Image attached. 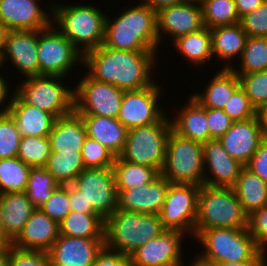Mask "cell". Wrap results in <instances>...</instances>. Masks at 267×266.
Segmentation results:
<instances>
[{"mask_svg": "<svg viewBox=\"0 0 267 266\" xmlns=\"http://www.w3.org/2000/svg\"><path fill=\"white\" fill-rule=\"evenodd\" d=\"M157 52L114 50L101 45L83 55V65L88 69L86 73L97 81L123 91L139 90L156 82L151 76Z\"/></svg>", "mask_w": 267, "mask_h": 266, "instance_id": "cell-1", "label": "cell"}, {"mask_svg": "<svg viewBox=\"0 0 267 266\" xmlns=\"http://www.w3.org/2000/svg\"><path fill=\"white\" fill-rule=\"evenodd\" d=\"M128 8L112 20L106 15L102 45L114 50L157 51V12L142 2Z\"/></svg>", "mask_w": 267, "mask_h": 266, "instance_id": "cell-2", "label": "cell"}, {"mask_svg": "<svg viewBox=\"0 0 267 266\" xmlns=\"http://www.w3.org/2000/svg\"><path fill=\"white\" fill-rule=\"evenodd\" d=\"M84 3H52V25L83 55L103 44L107 15L98 6Z\"/></svg>", "mask_w": 267, "mask_h": 266, "instance_id": "cell-3", "label": "cell"}, {"mask_svg": "<svg viewBox=\"0 0 267 266\" xmlns=\"http://www.w3.org/2000/svg\"><path fill=\"white\" fill-rule=\"evenodd\" d=\"M166 230L159 214H143L116 209L105 220V247L129 256L146 242Z\"/></svg>", "mask_w": 267, "mask_h": 266, "instance_id": "cell-4", "label": "cell"}, {"mask_svg": "<svg viewBox=\"0 0 267 266\" xmlns=\"http://www.w3.org/2000/svg\"><path fill=\"white\" fill-rule=\"evenodd\" d=\"M248 215L244 212L233 187L201 185L198 194L194 239L205 229H245Z\"/></svg>", "mask_w": 267, "mask_h": 266, "instance_id": "cell-5", "label": "cell"}, {"mask_svg": "<svg viewBox=\"0 0 267 266\" xmlns=\"http://www.w3.org/2000/svg\"><path fill=\"white\" fill-rule=\"evenodd\" d=\"M195 239L204 248L193 258L214 266L224 261H250L261 251L247 228L205 229Z\"/></svg>", "mask_w": 267, "mask_h": 266, "instance_id": "cell-6", "label": "cell"}, {"mask_svg": "<svg viewBox=\"0 0 267 266\" xmlns=\"http://www.w3.org/2000/svg\"><path fill=\"white\" fill-rule=\"evenodd\" d=\"M168 114L151 125L129 129L120 159L133 164L157 168L160 172L166 160L167 140L172 129Z\"/></svg>", "mask_w": 267, "mask_h": 266, "instance_id": "cell-7", "label": "cell"}, {"mask_svg": "<svg viewBox=\"0 0 267 266\" xmlns=\"http://www.w3.org/2000/svg\"><path fill=\"white\" fill-rule=\"evenodd\" d=\"M161 175L170 184L203 185L202 143L182 137L171 129L167 140L166 160Z\"/></svg>", "mask_w": 267, "mask_h": 266, "instance_id": "cell-8", "label": "cell"}, {"mask_svg": "<svg viewBox=\"0 0 267 266\" xmlns=\"http://www.w3.org/2000/svg\"><path fill=\"white\" fill-rule=\"evenodd\" d=\"M24 79L13 90L23 102L55 118L74 112V88L65 87L63 76L40 75Z\"/></svg>", "mask_w": 267, "mask_h": 266, "instance_id": "cell-9", "label": "cell"}, {"mask_svg": "<svg viewBox=\"0 0 267 266\" xmlns=\"http://www.w3.org/2000/svg\"><path fill=\"white\" fill-rule=\"evenodd\" d=\"M37 52L39 76L67 78L74 66H83V54L52 24L38 30Z\"/></svg>", "mask_w": 267, "mask_h": 266, "instance_id": "cell-10", "label": "cell"}, {"mask_svg": "<svg viewBox=\"0 0 267 266\" xmlns=\"http://www.w3.org/2000/svg\"><path fill=\"white\" fill-rule=\"evenodd\" d=\"M74 87V111L79 115L117 118L124 91L91 78L86 72Z\"/></svg>", "mask_w": 267, "mask_h": 266, "instance_id": "cell-11", "label": "cell"}, {"mask_svg": "<svg viewBox=\"0 0 267 266\" xmlns=\"http://www.w3.org/2000/svg\"><path fill=\"white\" fill-rule=\"evenodd\" d=\"M199 185L170 184L159 213L167 230H178L194 238L197 218Z\"/></svg>", "mask_w": 267, "mask_h": 266, "instance_id": "cell-12", "label": "cell"}, {"mask_svg": "<svg viewBox=\"0 0 267 266\" xmlns=\"http://www.w3.org/2000/svg\"><path fill=\"white\" fill-rule=\"evenodd\" d=\"M72 184L103 220L118 209V192L112 167L85 168Z\"/></svg>", "mask_w": 267, "mask_h": 266, "instance_id": "cell-13", "label": "cell"}, {"mask_svg": "<svg viewBox=\"0 0 267 266\" xmlns=\"http://www.w3.org/2000/svg\"><path fill=\"white\" fill-rule=\"evenodd\" d=\"M155 82L139 90L124 91L117 119L129 130L158 122L165 114L160 106L162 88Z\"/></svg>", "mask_w": 267, "mask_h": 266, "instance_id": "cell-14", "label": "cell"}, {"mask_svg": "<svg viewBox=\"0 0 267 266\" xmlns=\"http://www.w3.org/2000/svg\"><path fill=\"white\" fill-rule=\"evenodd\" d=\"M186 234L178 230H164L158 237L134 250L130 259L134 266H185L182 245ZM183 262V263H182Z\"/></svg>", "mask_w": 267, "mask_h": 266, "instance_id": "cell-15", "label": "cell"}, {"mask_svg": "<svg viewBox=\"0 0 267 266\" xmlns=\"http://www.w3.org/2000/svg\"><path fill=\"white\" fill-rule=\"evenodd\" d=\"M201 4L184 1L164 7L157 12V33L159 45L163 37L174 41L179 36L204 28ZM163 36V37H162ZM171 36V37H170Z\"/></svg>", "mask_w": 267, "mask_h": 266, "instance_id": "cell-16", "label": "cell"}, {"mask_svg": "<svg viewBox=\"0 0 267 266\" xmlns=\"http://www.w3.org/2000/svg\"><path fill=\"white\" fill-rule=\"evenodd\" d=\"M38 2L39 0H0V21L9 31L45 29L52 24V3L43 10L39 6L42 4Z\"/></svg>", "mask_w": 267, "mask_h": 266, "instance_id": "cell-17", "label": "cell"}, {"mask_svg": "<svg viewBox=\"0 0 267 266\" xmlns=\"http://www.w3.org/2000/svg\"><path fill=\"white\" fill-rule=\"evenodd\" d=\"M37 49L38 30L8 31L2 53L3 66L8 60L10 65L13 64L14 69L23 75V79L39 76Z\"/></svg>", "mask_w": 267, "mask_h": 266, "instance_id": "cell-18", "label": "cell"}, {"mask_svg": "<svg viewBox=\"0 0 267 266\" xmlns=\"http://www.w3.org/2000/svg\"><path fill=\"white\" fill-rule=\"evenodd\" d=\"M202 146L203 184L213 187H233L244 166L228 154L218 139L208 140L202 143Z\"/></svg>", "mask_w": 267, "mask_h": 266, "instance_id": "cell-19", "label": "cell"}, {"mask_svg": "<svg viewBox=\"0 0 267 266\" xmlns=\"http://www.w3.org/2000/svg\"><path fill=\"white\" fill-rule=\"evenodd\" d=\"M104 246V238H75L59 234L47 254L51 266H92Z\"/></svg>", "mask_w": 267, "mask_h": 266, "instance_id": "cell-20", "label": "cell"}, {"mask_svg": "<svg viewBox=\"0 0 267 266\" xmlns=\"http://www.w3.org/2000/svg\"><path fill=\"white\" fill-rule=\"evenodd\" d=\"M218 140L233 159L246 166L263 140L259 116L234 122Z\"/></svg>", "mask_w": 267, "mask_h": 266, "instance_id": "cell-21", "label": "cell"}, {"mask_svg": "<svg viewBox=\"0 0 267 266\" xmlns=\"http://www.w3.org/2000/svg\"><path fill=\"white\" fill-rule=\"evenodd\" d=\"M170 182L161 174L152 182L130 189H117L118 209L159 214Z\"/></svg>", "mask_w": 267, "mask_h": 266, "instance_id": "cell-22", "label": "cell"}, {"mask_svg": "<svg viewBox=\"0 0 267 266\" xmlns=\"http://www.w3.org/2000/svg\"><path fill=\"white\" fill-rule=\"evenodd\" d=\"M59 237V224L36 208L10 244L21 250L48 252Z\"/></svg>", "mask_w": 267, "mask_h": 266, "instance_id": "cell-23", "label": "cell"}, {"mask_svg": "<svg viewBox=\"0 0 267 266\" xmlns=\"http://www.w3.org/2000/svg\"><path fill=\"white\" fill-rule=\"evenodd\" d=\"M0 208L1 233L11 244L36 208L24 192H9L0 195Z\"/></svg>", "mask_w": 267, "mask_h": 266, "instance_id": "cell-24", "label": "cell"}, {"mask_svg": "<svg viewBox=\"0 0 267 266\" xmlns=\"http://www.w3.org/2000/svg\"><path fill=\"white\" fill-rule=\"evenodd\" d=\"M9 114L14 119L17 129L22 137H48L56 118L46 111L23 102L15 92Z\"/></svg>", "mask_w": 267, "mask_h": 266, "instance_id": "cell-25", "label": "cell"}, {"mask_svg": "<svg viewBox=\"0 0 267 266\" xmlns=\"http://www.w3.org/2000/svg\"><path fill=\"white\" fill-rule=\"evenodd\" d=\"M86 137L85 123L75 111L56 118L48 135L51 151L56 152H81Z\"/></svg>", "mask_w": 267, "mask_h": 266, "instance_id": "cell-26", "label": "cell"}, {"mask_svg": "<svg viewBox=\"0 0 267 266\" xmlns=\"http://www.w3.org/2000/svg\"><path fill=\"white\" fill-rule=\"evenodd\" d=\"M188 104L179 110L171 119L172 129L180 136L205 143L210 140L206 108L189 95Z\"/></svg>", "mask_w": 267, "mask_h": 266, "instance_id": "cell-27", "label": "cell"}, {"mask_svg": "<svg viewBox=\"0 0 267 266\" xmlns=\"http://www.w3.org/2000/svg\"><path fill=\"white\" fill-rule=\"evenodd\" d=\"M80 116L85 123L87 136L97 140L118 157L124 148L128 129L117 118L96 115Z\"/></svg>", "mask_w": 267, "mask_h": 266, "instance_id": "cell-28", "label": "cell"}, {"mask_svg": "<svg viewBox=\"0 0 267 266\" xmlns=\"http://www.w3.org/2000/svg\"><path fill=\"white\" fill-rule=\"evenodd\" d=\"M210 33L213 56L217 61L228 62L223 64V68H232L230 60L241 58L248 37L247 33L240 23L214 27L210 29Z\"/></svg>", "mask_w": 267, "mask_h": 266, "instance_id": "cell-29", "label": "cell"}, {"mask_svg": "<svg viewBox=\"0 0 267 266\" xmlns=\"http://www.w3.org/2000/svg\"><path fill=\"white\" fill-rule=\"evenodd\" d=\"M204 92L191 94L204 108L221 109L240 86L238 75L232 68H222L211 77Z\"/></svg>", "mask_w": 267, "mask_h": 266, "instance_id": "cell-30", "label": "cell"}, {"mask_svg": "<svg viewBox=\"0 0 267 266\" xmlns=\"http://www.w3.org/2000/svg\"><path fill=\"white\" fill-rule=\"evenodd\" d=\"M233 189L248 216L267 204V183L246 166L242 168Z\"/></svg>", "mask_w": 267, "mask_h": 266, "instance_id": "cell-31", "label": "cell"}, {"mask_svg": "<svg viewBox=\"0 0 267 266\" xmlns=\"http://www.w3.org/2000/svg\"><path fill=\"white\" fill-rule=\"evenodd\" d=\"M178 54H181L186 62H190L196 68L205 66L214 59L212 54L210 28L204 27L199 31L179 36L174 41Z\"/></svg>", "mask_w": 267, "mask_h": 266, "instance_id": "cell-32", "label": "cell"}, {"mask_svg": "<svg viewBox=\"0 0 267 266\" xmlns=\"http://www.w3.org/2000/svg\"><path fill=\"white\" fill-rule=\"evenodd\" d=\"M105 220L97 213L71 211L59 223V234L75 238H104Z\"/></svg>", "mask_w": 267, "mask_h": 266, "instance_id": "cell-33", "label": "cell"}, {"mask_svg": "<svg viewBox=\"0 0 267 266\" xmlns=\"http://www.w3.org/2000/svg\"><path fill=\"white\" fill-rule=\"evenodd\" d=\"M117 189H130L154 181L161 172L151 166L133 164L116 157L112 166Z\"/></svg>", "mask_w": 267, "mask_h": 266, "instance_id": "cell-34", "label": "cell"}, {"mask_svg": "<svg viewBox=\"0 0 267 266\" xmlns=\"http://www.w3.org/2000/svg\"><path fill=\"white\" fill-rule=\"evenodd\" d=\"M44 168L60 185L72 184L85 169L81 152L51 151Z\"/></svg>", "mask_w": 267, "mask_h": 266, "instance_id": "cell-35", "label": "cell"}, {"mask_svg": "<svg viewBox=\"0 0 267 266\" xmlns=\"http://www.w3.org/2000/svg\"><path fill=\"white\" fill-rule=\"evenodd\" d=\"M31 167L20 158L0 159V195L9 192H24Z\"/></svg>", "mask_w": 267, "mask_h": 266, "instance_id": "cell-36", "label": "cell"}, {"mask_svg": "<svg viewBox=\"0 0 267 266\" xmlns=\"http://www.w3.org/2000/svg\"><path fill=\"white\" fill-rule=\"evenodd\" d=\"M236 74H250L267 70V37H247ZM239 68V69H238Z\"/></svg>", "mask_w": 267, "mask_h": 266, "instance_id": "cell-37", "label": "cell"}, {"mask_svg": "<svg viewBox=\"0 0 267 266\" xmlns=\"http://www.w3.org/2000/svg\"><path fill=\"white\" fill-rule=\"evenodd\" d=\"M201 7L203 23L207 28L240 22L234 0H204Z\"/></svg>", "mask_w": 267, "mask_h": 266, "instance_id": "cell-38", "label": "cell"}, {"mask_svg": "<svg viewBox=\"0 0 267 266\" xmlns=\"http://www.w3.org/2000/svg\"><path fill=\"white\" fill-rule=\"evenodd\" d=\"M59 185L44 167H31L24 193L35 208H39Z\"/></svg>", "mask_w": 267, "mask_h": 266, "instance_id": "cell-39", "label": "cell"}, {"mask_svg": "<svg viewBox=\"0 0 267 266\" xmlns=\"http://www.w3.org/2000/svg\"><path fill=\"white\" fill-rule=\"evenodd\" d=\"M51 153L48 137L24 136L17 157L30 167H44Z\"/></svg>", "mask_w": 267, "mask_h": 266, "instance_id": "cell-40", "label": "cell"}, {"mask_svg": "<svg viewBox=\"0 0 267 266\" xmlns=\"http://www.w3.org/2000/svg\"><path fill=\"white\" fill-rule=\"evenodd\" d=\"M240 87L257 111L267 107V70L250 74H237Z\"/></svg>", "mask_w": 267, "mask_h": 266, "instance_id": "cell-41", "label": "cell"}, {"mask_svg": "<svg viewBox=\"0 0 267 266\" xmlns=\"http://www.w3.org/2000/svg\"><path fill=\"white\" fill-rule=\"evenodd\" d=\"M21 138L9 112L0 114V159L17 157Z\"/></svg>", "mask_w": 267, "mask_h": 266, "instance_id": "cell-42", "label": "cell"}, {"mask_svg": "<svg viewBox=\"0 0 267 266\" xmlns=\"http://www.w3.org/2000/svg\"><path fill=\"white\" fill-rule=\"evenodd\" d=\"M85 168L112 167L116 156L105 146L90 137H86L82 147Z\"/></svg>", "mask_w": 267, "mask_h": 266, "instance_id": "cell-43", "label": "cell"}, {"mask_svg": "<svg viewBox=\"0 0 267 266\" xmlns=\"http://www.w3.org/2000/svg\"><path fill=\"white\" fill-rule=\"evenodd\" d=\"M39 209L59 224L71 212L69 184H59Z\"/></svg>", "mask_w": 267, "mask_h": 266, "instance_id": "cell-44", "label": "cell"}, {"mask_svg": "<svg viewBox=\"0 0 267 266\" xmlns=\"http://www.w3.org/2000/svg\"><path fill=\"white\" fill-rule=\"evenodd\" d=\"M223 111L234 121H244L258 116L244 90L239 86L225 104Z\"/></svg>", "mask_w": 267, "mask_h": 266, "instance_id": "cell-45", "label": "cell"}, {"mask_svg": "<svg viewBox=\"0 0 267 266\" xmlns=\"http://www.w3.org/2000/svg\"><path fill=\"white\" fill-rule=\"evenodd\" d=\"M241 27L249 37H267V0L240 18Z\"/></svg>", "mask_w": 267, "mask_h": 266, "instance_id": "cell-46", "label": "cell"}, {"mask_svg": "<svg viewBox=\"0 0 267 266\" xmlns=\"http://www.w3.org/2000/svg\"><path fill=\"white\" fill-rule=\"evenodd\" d=\"M247 229L256 246L267 252V204L248 216Z\"/></svg>", "mask_w": 267, "mask_h": 266, "instance_id": "cell-47", "label": "cell"}, {"mask_svg": "<svg viewBox=\"0 0 267 266\" xmlns=\"http://www.w3.org/2000/svg\"><path fill=\"white\" fill-rule=\"evenodd\" d=\"M9 266H51L46 252L21 250L9 245Z\"/></svg>", "mask_w": 267, "mask_h": 266, "instance_id": "cell-48", "label": "cell"}, {"mask_svg": "<svg viewBox=\"0 0 267 266\" xmlns=\"http://www.w3.org/2000/svg\"><path fill=\"white\" fill-rule=\"evenodd\" d=\"M206 118L211 139H219L234 121L221 109L206 108Z\"/></svg>", "mask_w": 267, "mask_h": 266, "instance_id": "cell-49", "label": "cell"}, {"mask_svg": "<svg viewBox=\"0 0 267 266\" xmlns=\"http://www.w3.org/2000/svg\"><path fill=\"white\" fill-rule=\"evenodd\" d=\"M246 167L267 183V141L262 140Z\"/></svg>", "mask_w": 267, "mask_h": 266, "instance_id": "cell-50", "label": "cell"}, {"mask_svg": "<svg viewBox=\"0 0 267 266\" xmlns=\"http://www.w3.org/2000/svg\"><path fill=\"white\" fill-rule=\"evenodd\" d=\"M92 266H134L129 256L112 251L105 246L98 253Z\"/></svg>", "mask_w": 267, "mask_h": 266, "instance_id": "cell-51", "label": "cell"}, {"mask_svg": "<svg viewBox=\"0 0 267 266\" xmlns=\"http://www.w3.org/2000/svg\"><path fill=\"white\" fill-rule=\"evenodd\" d=\"M69 198H70V209L71 211L81 213H96L93 210L92 205H88L86 199L81 195L73 184H69Z\"/></svg>", "mask_w": 267, "mask_h": 266, "instance_id": "cell-52", "label": "cell"}, {"mask_svg": "<svg viewBox=\"0 0 267 266\" xmlns=\"http://www.w3.org/2000/svg\"><path fill=\"white\" fill-rule=\"evenodd\" d=\"M267 252L260 251L252 260L242 262L224 261L216 266H267Z\"/></svg>", "mask_w": 267, "mask_h": 266, "instance_id": "cell-53", "label": "cell"}, {"mask_svg": "<svg viewBox=\"0 0 267 266\" xmlns=\"http://www.w3.org/2000/svg\"><path fill=\"white\" fill-rule=\"evenodd\" d=\"M5 79L6 78H4L3 75L1 76L0 74V108L3 107V109H0V114L7 113L9 111L11 103H12V99H13L12 94L10 95V99L8 98L9 97L8 94H10V91H9L10 87L7 83L8 81H6ZM6 100L9 102H7ZM2 104H4L5 107L2 106Z\"/></svg>", "mask_w": 267, "mask_h": 266, "instance_id": "cell-54", "label": "cell"}, {"mask_svg": "<svg viewBox=\"0 0 267 266\" xmlns=\"http://www.w3.org/2000/svg\"><path fill=\"white\" fill-rule=\"evenodd\" d=\"M234 2L240 19L244 15L256 9L264 2V0H234Z\"/></svg>", "mask_w": 267, "mask_h": 266, "instance_id": "cell-55", "label": "cell"}, {"mask_svg": "<svg viewBox=\"0 0 267 266\" xmlns=\"http://www.w3.org/2000/svg\"><path fill=\"white\" fill-rule=\"evenodd\" d=\"M142 3L158 12L160 9L183 3L184 0H141Z\"/></svg>", "mask_w": 267, "mask_h": 266, "instance_id": "cell-56", "label": "cell"}, {"mask_svg": "<svg viewBox=\"0 0 267 266\" xmlns=\"http://www.w3.org/2000/svg\"><path fill=\"white\" fill-rule=\"evenodd\" d=\"M261 123L262 139L267 141V107L258 111Z\"/></svg>", "mask_w": 267, "mask_h": 266, "instance_id": "cell-57", "label": "cell"}, {"mask_svg": "<svg viewBox=\"0 0 267 266\" xmlns=\"http://www.w3.org/2000/svg\"><path fill=\"white\" fill-rule=\"evenodd\" d=\"M8 31L9 30L0 21V52L1 53H3V51H4Z\"/></svg>", "mask_w": 267, "mask_h": 266, "instance_id": "cell-58", "label": "cell"}, {"mask_svg": "<svg viewBox=\"0 0 267 266\" xmlns=\"http://www.w3.org/2000/svg\"><path fill=\"white\" fill-rule=\"evenodd\" d=\"M10 243L3 237V234L0 232V254L7 251Z\"/></svg>", "mask_w": 267, "mask_h": 266, "instance_id": "cell-59", "label": "cell"}, {"mask_svg": "<svg viewBox=\"0 0 267 266\" xmlns=\"http://www.w3.org/2000/svg\"><path fill=\"white\" fill-rule=\"evenodd\" d=\"M0 266H9V247L6 252L0 254Z\"/></svg>", "mask_w": 267, "mask_h": 266, "instance_id": "cell-60", "label": "cell"}, {"mask_svg": "<svg viewBox=\"0 0 267 266\" xmlns=\"http://www.w3.org/2000/svg\"><path fill=\"white\" fill-rule=\"evenodd\" d=\"M189 266H214V265H210V264H207V263H202L200 261H197L195 258L192 259V263H190Z\"/></svg>", "mask_w": 267, "mask_h": 266, "instance_id": "cell-61", "label": "cell"}, {"mask_svg": "<svg viewBox=\"0 0 267 266\" xmlns=\"http://www.w3.org/2000/svg\"><path fill=\"white\" fill-rule=\"evenodd\" d=\"M184 1L201 4L204 0H184Z\"/></svg>", "mask_w": 267, "mask_h": 266, "instance_id": "cell-62", "label": "cell"}, {"mask_svg": "<svg viewBox=\"0 0 267 266\" xmlns=\"http://www.w3.org/2000/svg\"><path fill=\"white\" fill-rule=\"evenodd\" d=\"M2 65H3V59H2V53L0 52V69H2V68H1Z\"/></svg>", "mask_w": 267, "mask_h": 266, "instance_id": "cell-63", "label": "cell"}, {"mask_svg": "<svg viewBox=\"0 0 267 266\" xmlns=\"http://www.w3.org/2000/svg\"><path fill=\"white\" fill-rule=\"evenodd\" d=\"M1 215L2 213H1V208H0V232H1V225H2Z\"/></svg>", "mask_w": 267, "mask_h": 266, "instance_id": "cell-64", "label": "cell"}]
</instances>
